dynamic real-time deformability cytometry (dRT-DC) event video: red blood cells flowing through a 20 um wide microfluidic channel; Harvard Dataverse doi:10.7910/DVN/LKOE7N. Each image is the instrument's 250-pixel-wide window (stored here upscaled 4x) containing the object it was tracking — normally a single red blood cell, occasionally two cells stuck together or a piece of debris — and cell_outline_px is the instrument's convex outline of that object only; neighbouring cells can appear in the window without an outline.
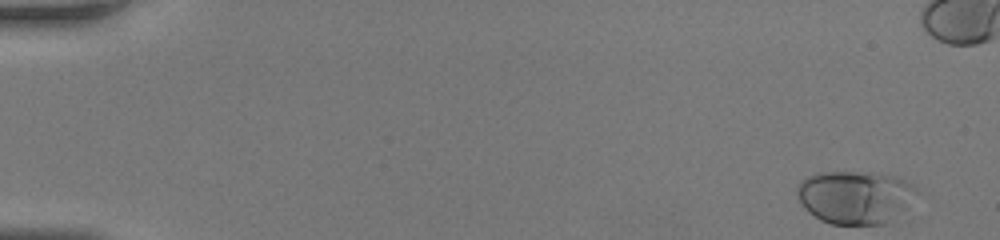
{"species": "human", "species_latin": "Homo sapiens", "temperature_condition": "room temperature", "stored_images_in_passage": 46, "camera_frame_rate_fps": 3000, "um_per_image_px": 0.085, "donor": {"sex": "female"}, "frame": {"image": 1, "passage_image": 1, "time_ms": 0.0, "image_size_px": [1000, 240], "cell_outline_px": [[920, 192], [884, 224], [832, 224], [820, 220], [808, 212], [804, 208], [796, 192], [796, 184], [800, 180], [816, 172], [872, 172], [896, 176], [916, 184]], "centroid_in_image_um": [72.65, 16.71], "position_along_channel_um": 12.4, "area_um2": 37.05}}
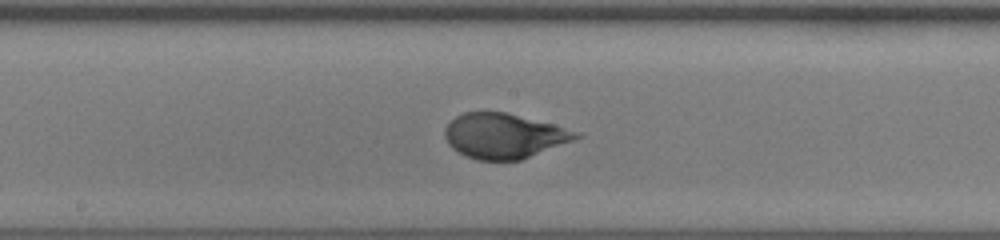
{"frame": {"image": 2, "passage_image": 25, "time_ms": 8.0, "image_size_px": [1000, 240], "cell_outline_px": [[584, 136], [520, 160], [476, 160], [464, 156], [452, 148], [448, 144], [444, 136], [444, 128], [456, 116], [464, 112], [504, 112], [552, 124], [580, 132]], "centroid_in_image_um": [42.81, 11.56], "position_along_channel_um": 205.4, "area_um2": 34.22}}
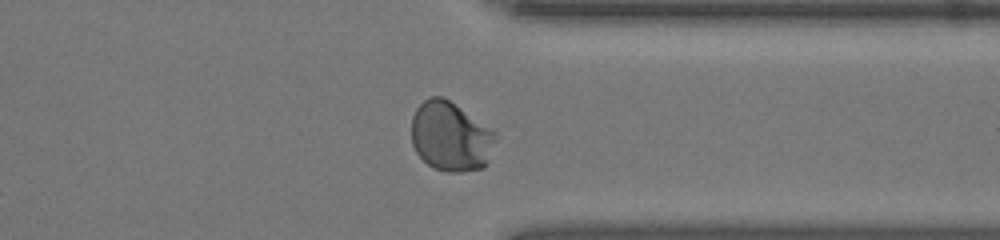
{"frame": {"image": 3, "passage_image": 36, "time_ms": 11.667, "image_size_px": [1000, 240], "cell_outline_px": [[496, 140], [488, 160], [484, 168], [460, 172], [448, 172], [436, 168], [428, 164], [416, 152], [412, 144], [412, 116], [416, 108], [428, 96], [444, 96], [496, 132]], "centroid_in_image_um": [38.3, 11.59], "position_along_channel_um": 373.1, "area_um2": 34.1}}